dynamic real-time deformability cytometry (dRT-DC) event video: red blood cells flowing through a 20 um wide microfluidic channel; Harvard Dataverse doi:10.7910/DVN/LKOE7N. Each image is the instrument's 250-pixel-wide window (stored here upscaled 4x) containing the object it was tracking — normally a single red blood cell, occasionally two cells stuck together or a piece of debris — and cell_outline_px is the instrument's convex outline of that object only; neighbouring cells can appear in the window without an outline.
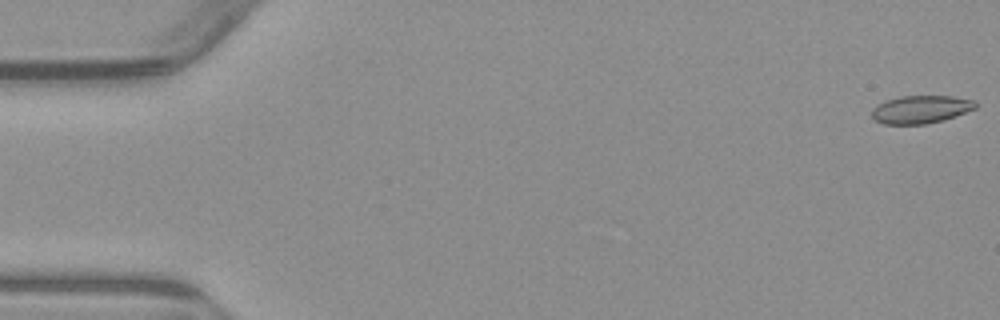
{"species": "common noctule bat (a hibernating species)", "species_latin": "Nyctalus noctula", "temperature_condition": "warm", "stored_images_in_passage": 5, "camera_frame_rate_fps": 3000, "um_per_image_px": 0.085, "animal": {"sex": "male", "body_mass_g": 23.1, "forearm_length_mm": 52.7}, "frame": {"image": 1, "passage_image": 1, "time_ms": 0.0, "image_size_px": [1000, 320], "cell_outline_px": [[976, 108], [956, 116], [944, 120], [924, 124], [884, 124], [876, 120], [872, 116], [872, 108], [888, 100], [900, 96], [952, 96], [976, 100]], "centroid_in_image_um": [78.31, 9.3], "position_along_channel_um": 6.7, "area_um2": 16.76}}
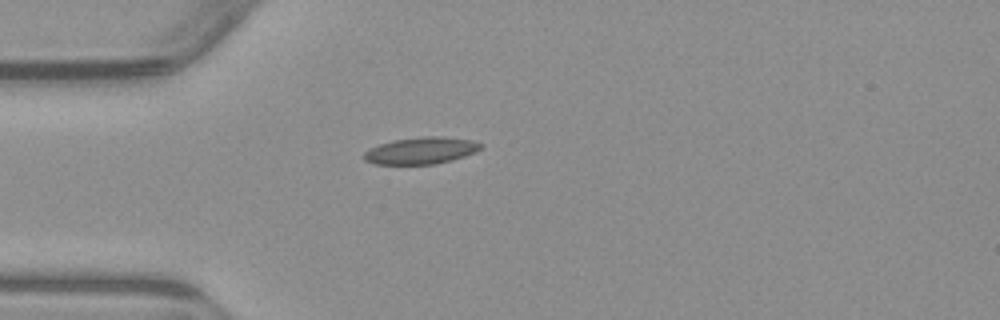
{"frame": {"image": 2, "passage_image": 4, "time_ms": 4.667, "image_size_px": [1000, 320], "cell_outline_px": [[484, 144], [476, 152], [452, 160], [432, 164], [376, 164], [364, 160], [364, 152], [368, 148], [392, 140], [424, 136], [444, 136], [472, 140]], "centroid_in_image_um": [35.79, 12.79], "position_along_channel_um": 49.2, "area_um2": 18.32}}